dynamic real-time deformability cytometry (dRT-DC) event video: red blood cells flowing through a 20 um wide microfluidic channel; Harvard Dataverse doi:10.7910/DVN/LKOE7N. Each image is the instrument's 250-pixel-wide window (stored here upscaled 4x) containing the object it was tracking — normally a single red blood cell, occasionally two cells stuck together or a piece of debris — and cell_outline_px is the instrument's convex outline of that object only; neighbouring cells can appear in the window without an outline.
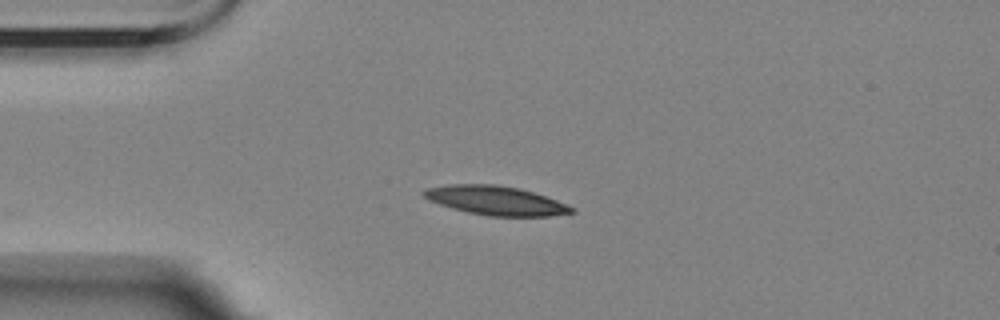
{"species": "Egyptian fruit bat (a non-hibernating species)", "species_latin": "Rousettus aegyptiacus", "temperature_condition": "room temperature", "stored_images_in_passage": 3, "camera_frame_rate_fps": 3000, "um_per_image_px": 0.085, "animal": {"sex": "female"}, "frame": {"image": 1, "passage_image": 3, "time_ms": 2.333, "image_size_px": [1000, 320], "cell_outline_px": [[576, 212], [548, 216], [488, 216], [468, 212], [452, 208], [428, 200], [420, 192], [428, 188], [448, 184], [496, 184], [516, 188], [532, 192], [556, 200], [576, 208]], "centroid_in_image_um": [42.13, 17.04], "position_along_channel_um": 42.9, "area_um2": 24.85}}